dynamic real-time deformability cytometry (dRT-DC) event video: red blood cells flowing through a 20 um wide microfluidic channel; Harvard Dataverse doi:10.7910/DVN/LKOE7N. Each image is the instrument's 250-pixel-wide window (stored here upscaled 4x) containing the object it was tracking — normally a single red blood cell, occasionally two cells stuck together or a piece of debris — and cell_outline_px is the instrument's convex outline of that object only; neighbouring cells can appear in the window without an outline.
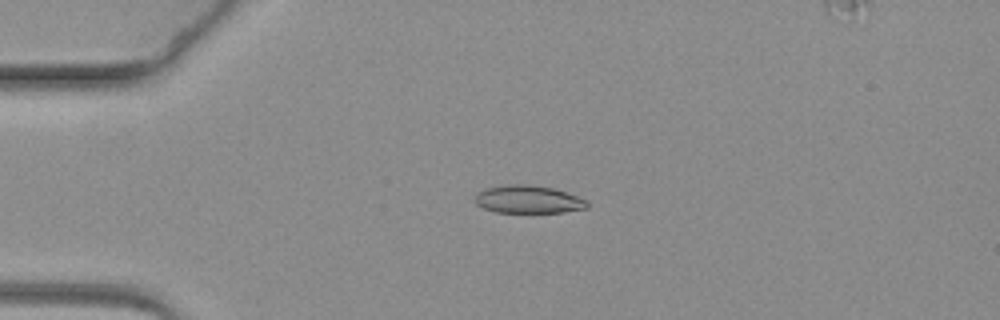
{"species": "common noctule bat (a hibernating species)", "species_latin": "Nyctalus noctula", "temperature_condition": "warm", "stored_images_in_passage": 61, "camera_frame_rate_fps": 3000, "um_per_image_px": 0.085, "animal": {"sex": "female", "body_mass_g": 19.3, "forearm_length_mm": 54.1}, "frame": {"image": 1, "passage_image": 16, "time_ms": 5.0, "image_size_px": [1000, 320], "cell_outline_px": [[588, 208], [564, 212], [496, 212], [484, 208], [476, 204], [472, 200], [476, 192], [484, 188], [508, 184], [528, 184], [552, 188], [568, 192], [588, 200]], "centroid_in_image_um": [44.88, 16.94], "position_along_channel_um": 40.1, "area_um2": 18.5}}
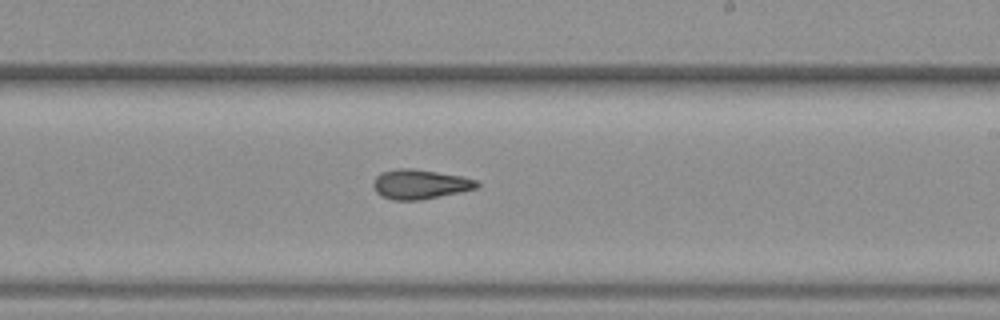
{"frame": {"image": 2, "passage_image": 38, "time_ms": 12.333, "image_size_px": [1000, 320], "cell_outline_px": [[480, 184], [476, 188], [460, 192], [420, 200], [392, 200], [380, 196], [376, 192], [372, 184], [376, 176], [380, 172], [396, 168], [412, 168], [460, 176], [476, 180]], "centroid_in_image_um": [35.64, 15.66], "position_along_channel_um": 253.4, "area_um2": 17.86}}
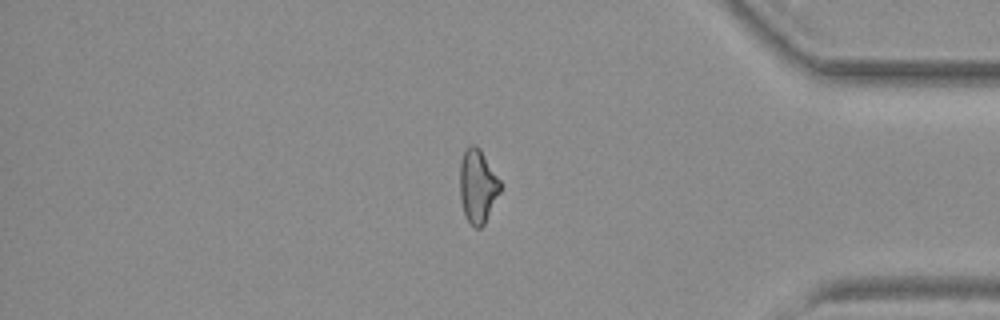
{"frame": {"image": 3, "passage_image": 53, "time_ms": 17.333, "image_size_px": [1000, 320], "cell_outline_px": [[500, 192], [484, 224], [480, 228], [472, 228], [464, 212], [460, 200], [460, 160], [468, 144], [476, 144], [480, 148], [500, 180]], "centroid_in_image_um": [40.59, 15.8], "position_along_channel_um": 394.6, "area_um2": 17.4}}